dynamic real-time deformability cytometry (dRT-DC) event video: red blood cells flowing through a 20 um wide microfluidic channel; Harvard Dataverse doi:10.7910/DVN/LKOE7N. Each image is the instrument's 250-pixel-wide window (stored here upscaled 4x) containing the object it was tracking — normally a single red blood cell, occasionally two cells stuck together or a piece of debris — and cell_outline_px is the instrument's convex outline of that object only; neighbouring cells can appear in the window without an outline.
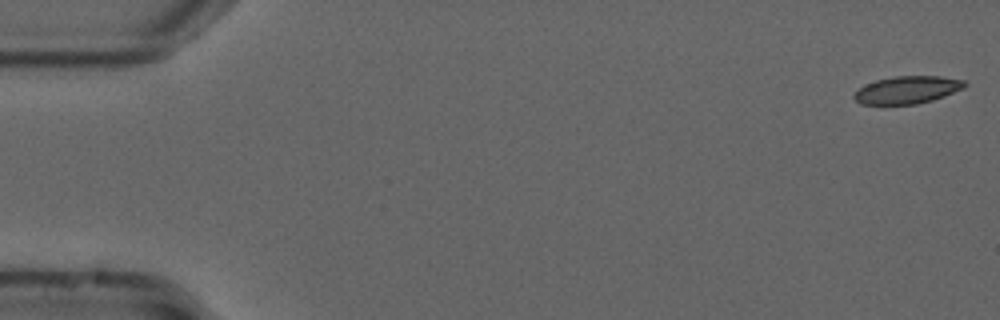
{"species": "common noctule bat (a hibernating species)", "species_latin": "Nyctalus noctula", "temperature_condition": "cold", "stored_images_in_passage": 55, "camera_frame_rate_fps": 3000, "um_per_image_px": 0.085, "animal": {"sex": "male", "forearm_length_mm": 52.5}, "frame": {"image": 1, "passage_image": 1, "time_ms": 0.0, "image_size_px": [1000, 320], "cell_outline_px": [[968, 84], [964, 88], [944, 96], [932, 100], [916, 104], [860, 104], [852, 96], [860, 88], [876, 80], [896, 76], [940, 76], [964, 80]], "centroid_in_image_um": [77.15, 7.64], "position_along_channel_um": 7.8, "area_um2": 17.57}}
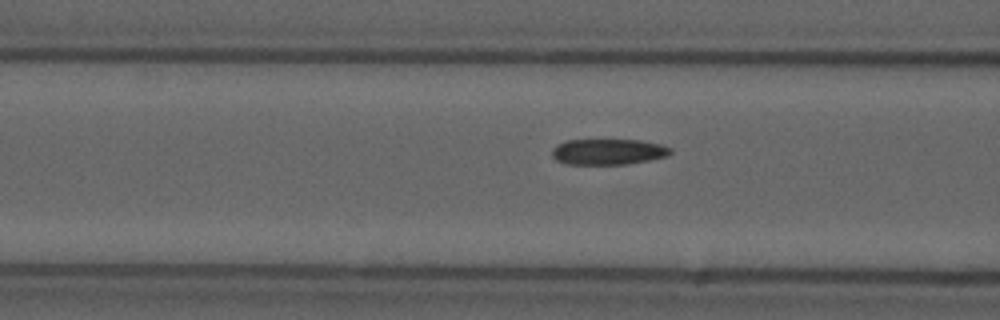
{"frame": {"image": 2, "passage_image": 21, "time_ms": 6.667, "image_size_px": [1000, 320], "cell_outline_px": [[672, 152], [668, 156], [628, 164], [568, 164], [556, 160], [552, 156], [552, 148], [556, 144], [564, 140], [640, 140], [660, 144], [672, 148]], "centroid_in_image_um": [51.68, 12.89], "position_along_channel_um": 114.9, "area_um2": 17.92}}
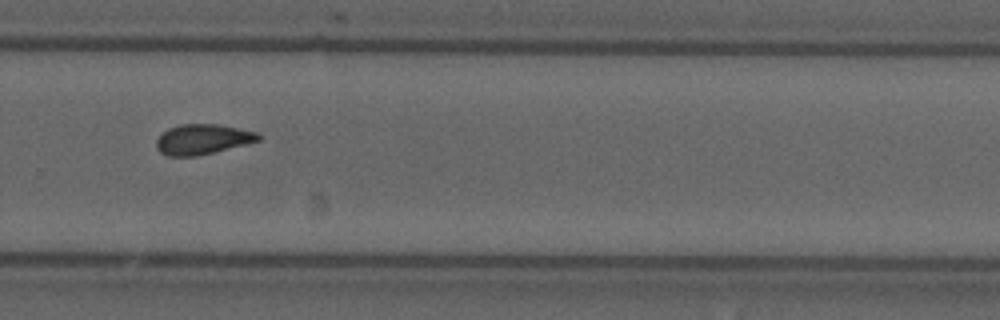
{"frame": {"image": 3, "passage_image": 37, "time_ms": 12.0, "image_size_px": [1000, 320], "cell_outline_px": [[260, 140], [196, 156], [168, 156], [160, 152], [156, 148], [156, 140], [168, 128], [180, 124], [220, 124], [256, 132], [260, 136]], "centroid_in_image_um": [17.18, 11.83], "position_along_channel_um": 312.6, "area_um2": 17.69}, "authors_computed_cell_mechanics": {"area_um2": 17.9758, "velocity_mm_per_s": 3.7037, "shape_relaxation_time_tau1_ms": null, "shape_relaxation_time_tau2_ms": 2.0898, "deformation_change_tau1": null, "deformation_change_tau2": 0.0756}}